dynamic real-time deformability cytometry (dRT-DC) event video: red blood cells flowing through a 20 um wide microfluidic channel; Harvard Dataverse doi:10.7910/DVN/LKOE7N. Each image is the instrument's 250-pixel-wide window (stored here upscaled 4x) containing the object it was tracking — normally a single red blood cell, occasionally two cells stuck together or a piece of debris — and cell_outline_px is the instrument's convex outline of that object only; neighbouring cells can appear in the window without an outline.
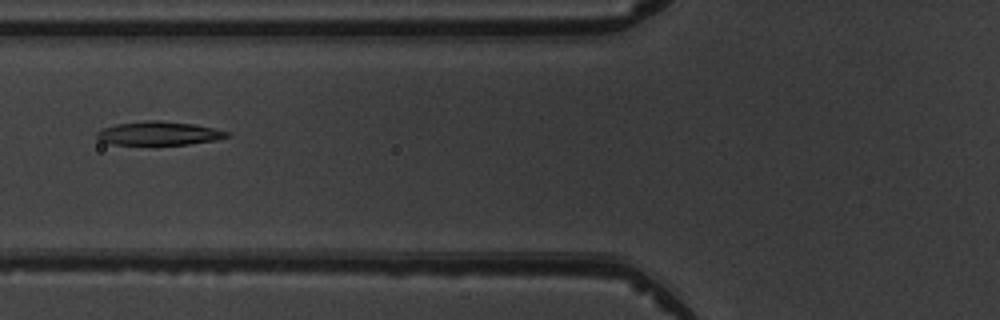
{"species": "common noctule bat (a hibernating species)", "species_latin": "Nyctalus noctula", "temperature_condition": "warm", "stored_images_in_passage": 4, "camera_frame_rate_fps": 3000, "um_per_image_px": 0.085, "animal": {"sex": "male", "body_mass_g": 19.5, "forearm_length_mm": 54.6}, "frame": {"image": 1, "passage_image": 3, "time_ms": 2.333, "image_size_px": [1000, 320], "cell_outline_px": [[232, 136], [216, 140], [188, 144], [112, 144], [100, 140], [96, 136], [96, 132], [100, 128], [116, 124], [148, 120], [160, 120], [196, 124], [228, 132]], "centroid_in_image_um": [13.5, 11.32], "position_along_channel_um": 112.3, "area_um2": 17.92}}
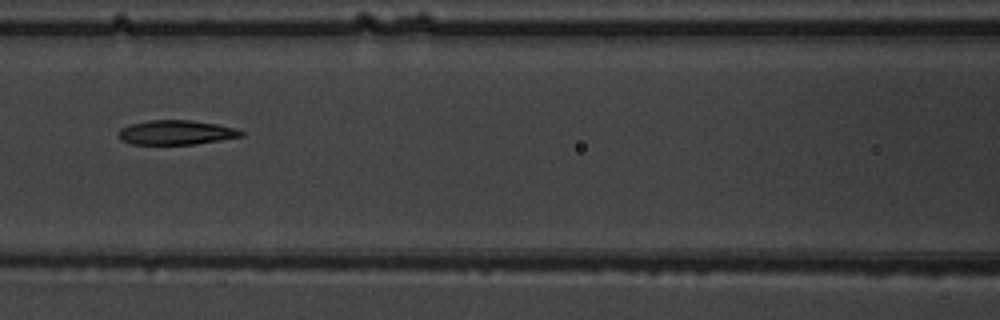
{"frame": {"image": 2, "passage_image": 4, "time_ms": 3.333, "image_size_px": [1000, 320], "cell_outline_px": [[244, 136], [196, 144], [132, 144], [120, 140], [120, 128], [128, 124], [148, 120], [188, 120], [216, 124], [232, 128], [244, 132]], "centroid_in_image_um": [14.94, 11.26], "position_along_channel_um": 151.7, "area_um2": 17.34}}